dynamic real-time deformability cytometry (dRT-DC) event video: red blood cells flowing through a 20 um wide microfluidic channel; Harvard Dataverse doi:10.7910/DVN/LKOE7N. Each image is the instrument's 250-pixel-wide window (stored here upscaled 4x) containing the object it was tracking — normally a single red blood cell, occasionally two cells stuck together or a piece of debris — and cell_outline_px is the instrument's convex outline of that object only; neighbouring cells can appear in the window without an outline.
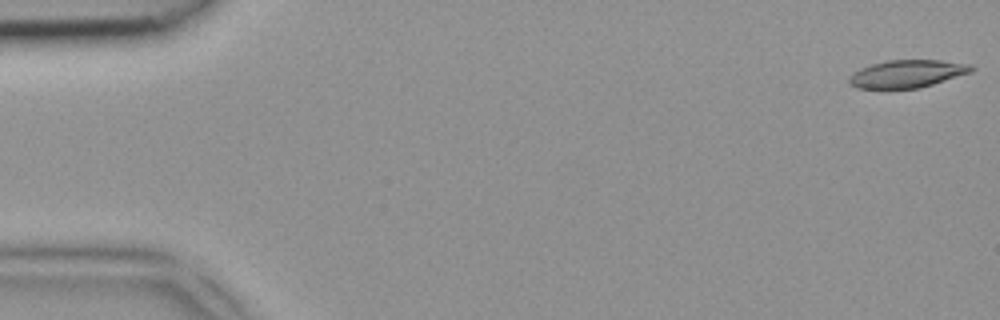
{"species": "common noctule bat (a hibernating species)", "species_latin": "Nyctalus noctula", "temperature_condition": "room temperature", "stored_images_in_passage": 5, "camera_frame_rate_fps": 3000, "um_per_image_px": 0.085, "animal": {"sex": "female", "body_mass_g": 18.4}, "frame": {"image": 1, "passage_image": 1, "time_ms": 0.0, "image_size_px": [1000, 320], "cell_outline_px": [[976, 68], [972, 72], [920, 88], [856, 88], [848, 80], [860, 68], [872, 64], [888, 60], [940, 60], [972, 64]], "centroid_in_image_um": [77.19, 6.26], "position_along_channel_um": 7.8, "area_um2": 19.54}}